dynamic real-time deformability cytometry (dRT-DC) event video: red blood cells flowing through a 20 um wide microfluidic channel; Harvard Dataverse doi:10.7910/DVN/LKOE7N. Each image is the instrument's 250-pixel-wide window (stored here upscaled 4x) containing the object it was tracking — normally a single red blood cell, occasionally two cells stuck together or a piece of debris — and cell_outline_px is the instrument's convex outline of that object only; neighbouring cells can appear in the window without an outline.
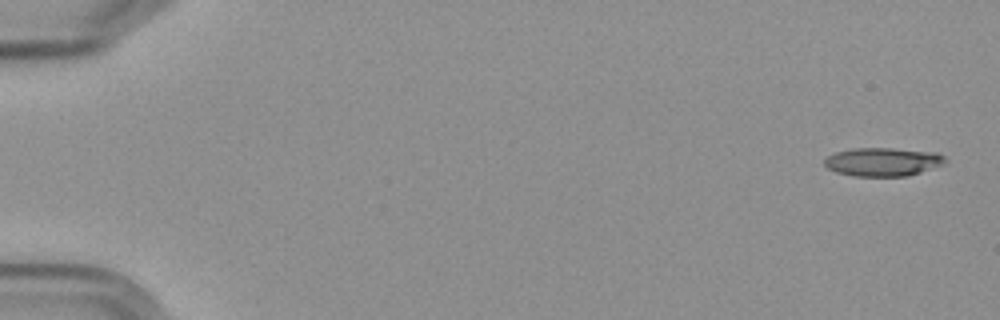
{"species": "Egyptian fruit bat (a non-hibernating species)", "species_latin": "Rousettus aegyptiacus", "temperature_condition": "cold", "stored_images_in_passage": 5, "camera_frame_rate_fps": 3000, "um_per_image_px": 0.085, "frame": {"image": 1, "passage_image": 1, "time_ms": 0.0, "image_size_px": [1000, 320], "cell_outline_px": [[948, 160], [940, 164], [920, 172], [908, 176], [852, 176], [836, 172], [828, 168], [824, 164], [824, 160], [828, 156], [836, 152], [852, 148], [892, 148], [936, 152], [944, 156]], "centroid_in_image_um": [75.01, 13.75], "position_along_channel_um": 10.0, "area_um2": 19.94}}
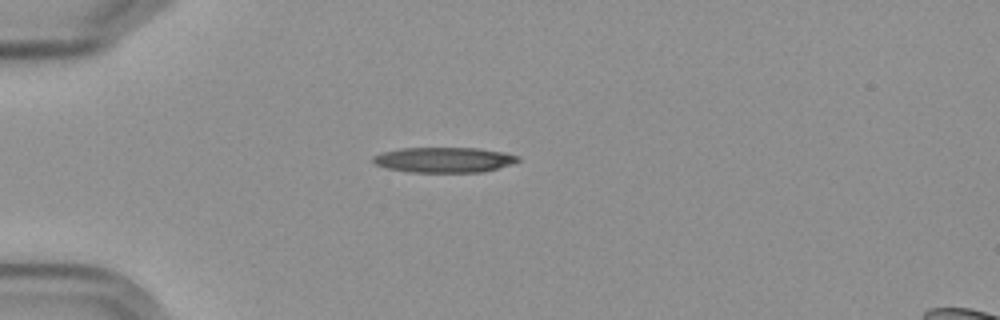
{"frame": {"image": 2, "passage_image": 5, "time_ms": 4.667, "image_size_px": [1000, 320], "cell_outline_px": [[520, 160], [512, 164], [484, 172], [408, 172], [388, 168], [376, 164], [372, 160], [372, 156], [380, 152], [400, 148], [476, 148], [504, 152], [520, 156]], "centroid_in_image_um": [37.74, 13.58], "position_along_channel_um": 47.3, "area_um2": 21.44}}